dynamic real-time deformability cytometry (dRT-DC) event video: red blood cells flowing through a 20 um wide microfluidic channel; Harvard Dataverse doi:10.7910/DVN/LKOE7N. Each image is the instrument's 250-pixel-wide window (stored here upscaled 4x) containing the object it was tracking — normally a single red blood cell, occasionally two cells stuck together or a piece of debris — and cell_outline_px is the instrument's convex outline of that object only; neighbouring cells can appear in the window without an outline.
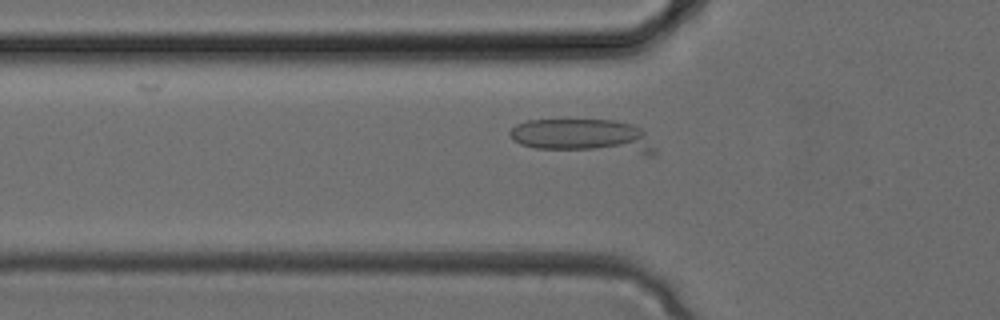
{"species": "common noctule bat (a hibernating species)", "species_latin": "Nyctalus noctula", "temperature_condition": "cold", "stored_images_in_passage": 18, "camera_frame_rate_fps": 3000, "um_per_image_px": 0.085, "animal": {"sex": "female", "body_mass_g": 24.6, "forearm_length_mm": 56.2}, "frame": {"image": 1, "passage_image": 10, "time_ms": 3.0, "image_size_px": [1000, 320], "cell_outline_px": [[656, 152], [652, 156], [648, 156], [536, 148], [520, 144], [512, 140], [508, 132], [516, 124], [528, 120], [568, 116], [612, 120], [632, 124], [640, 128], [644, 132], [656, 148]], "centroid_in_image_um": [49.59, 11.55], "position_along_channel_um": 76.2, "area_um2": 30.58}}
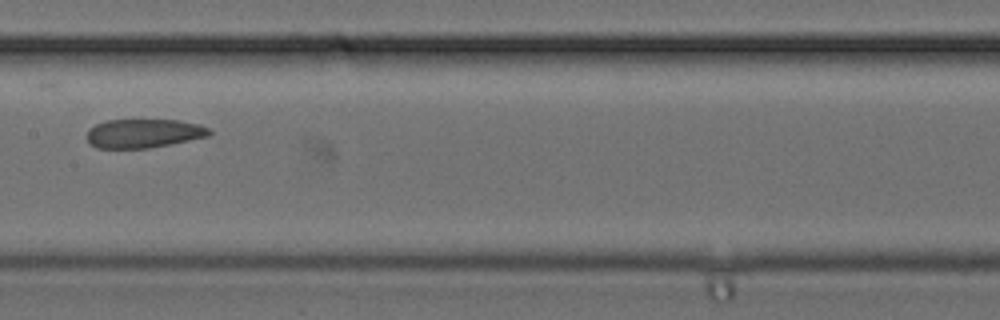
{"frame": {"image": 2, "passage_image": 16, "time_ms": 5.0, "image_size_px": [1000, 320], "cell_outline_px": [[212, 132], [208, 136], [148, 148], [96, 148], [88, 144], [88, 128], [96, 124], [108, 120], [180, 120], [200, 124], [208, 128]], "centroid_in_image_um": [12.19, 11.33], "position_along_channel_um": 195.2, "area_um2": 20.52}}